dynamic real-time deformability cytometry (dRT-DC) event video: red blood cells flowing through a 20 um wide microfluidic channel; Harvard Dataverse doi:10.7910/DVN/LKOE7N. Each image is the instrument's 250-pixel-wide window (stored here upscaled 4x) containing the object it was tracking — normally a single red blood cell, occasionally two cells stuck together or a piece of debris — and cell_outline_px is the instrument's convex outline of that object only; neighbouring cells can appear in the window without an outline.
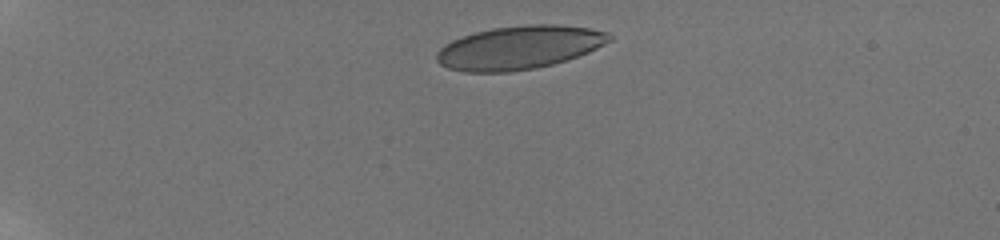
{"species": "human", "species_latin": "Homo sapiens", "temperature_condition": "room temperature", "stored_images_in_passage": 40, "camera_frame_rate_fps": 3000, "um_per_image_px": 0.085, "donor": {"sex": "male"}, "frame": {"image": 1, "passage_image": 1, "time_ms": 0.0, "image_size_px": [1000, 240], "cell_outline_px": [[612, 40], [588, 52], [552, 64], [536, 68], [508, 72], [464, 72], [448, 68], [440, 64], [436, 60], [436, 52], [444, 44], [452, 40], [476, 32], [492, 28], [528, 24], [556, 24], [592, 28], [608, 32], [612, 36]], "centroid_in_image_um": [44.12, 4.03], "position_along_channel_um": 40.9, "area_um2": 43.7}}
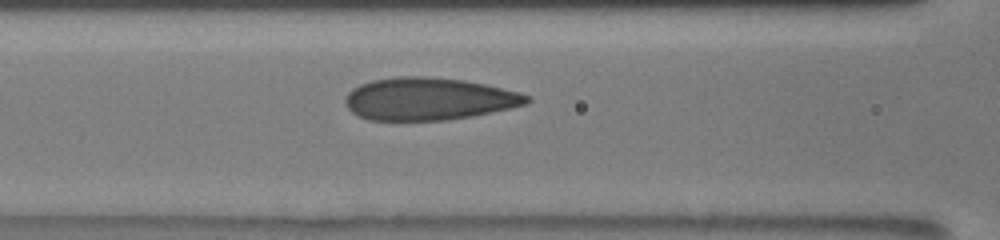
{"frame": {"image": 2, "passage_image": 14, "time_ms": 4.333, "image_size_px": [1000, 240], "cell_outline_px": [[532, 100], [528, 104], [512, 108], [472, 116], [448, 120], [368, 120], [356, 116], [344, 104], [344, 100], [348, 92], [352, 88], [360, 84], [372, 80], [396, 76], [424, 76], [464, 80], [484, 84], [520, 92], [528, 96]], "centroid_in_image_um": [36.42, 8.41], "position_along_channel_um": 130.2, "area_um2": 45.26}}
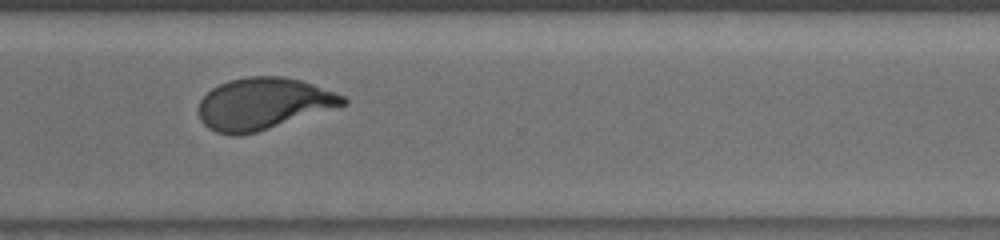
{"frame": {"image": 3, "passage_image": 31, "time_ms": 10.0, "image_size_px": [1000, 240], "cell_outline_px": [[348, 104], [256, 132], [236, 136], [232, 136], [216, 132], [208, 128], [200, 120], [200, 100], [212, 88], [228, 80], [248, 76], [284, 76], [300, 80], [312, 84], [344, 96], [348, 100]], "centroid_in_image_um": [22.37, 8.81], "position_along_channel_um": 348.2, "area_um2": 43.23}, "authors_computed_cell_mechanics": {"area_um2": 44.0436, "velocity_mm_per_s": 3.8565, "shape_relaxation_time_tau1_ms": 5.0736, "shape_relaxation_time_tau2_ms": null, "deformation_change_tau1": 0.195, "deformation_change_tau2": null}}